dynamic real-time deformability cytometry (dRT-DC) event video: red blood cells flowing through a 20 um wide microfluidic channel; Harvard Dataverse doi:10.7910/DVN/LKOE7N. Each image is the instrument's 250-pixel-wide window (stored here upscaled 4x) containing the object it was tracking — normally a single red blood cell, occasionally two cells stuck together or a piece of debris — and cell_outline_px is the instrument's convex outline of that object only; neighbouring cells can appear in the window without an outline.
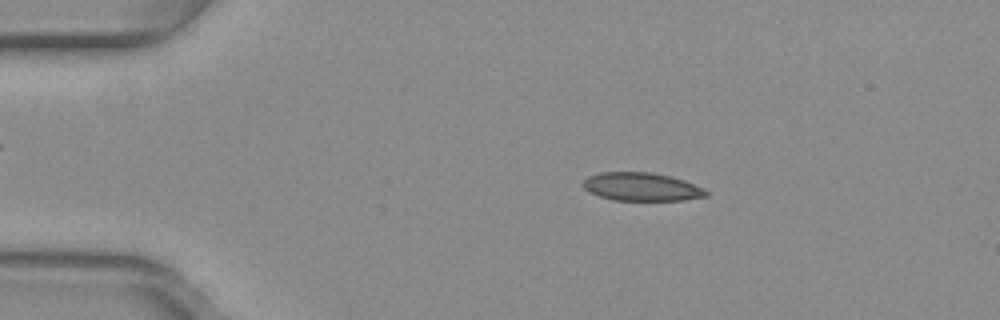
{"species": "common noctule bat (a hibernating species)", "species_latin": "Nyctalus noctula", "temperature_condition": "warm", "stored_images_in_passage": 52, "camera_frame_rate_fps": 3000, "um_per_image_px": 0.085, "animal": {"sex": "female", "body_mass_g": 29.2, "forearm_length_mm": 56.3}, "frame": {"image": 1, "passage_image": 10, "time_ms": 3.0, "image_size_px": [1000, 320], "cell_outline_px": [[708, 196], [684, 200], [612, 200], [588, 192], [584, 188], [584, 180], [588, 176], [600, 172], [648, 172], [668, 176], [684, 180], [704, 188], [708, 192]], "centroid_in_image_um": [54.53, 15.88], "position_along_channel_um": 30.5, "area_um2": 20.17}}
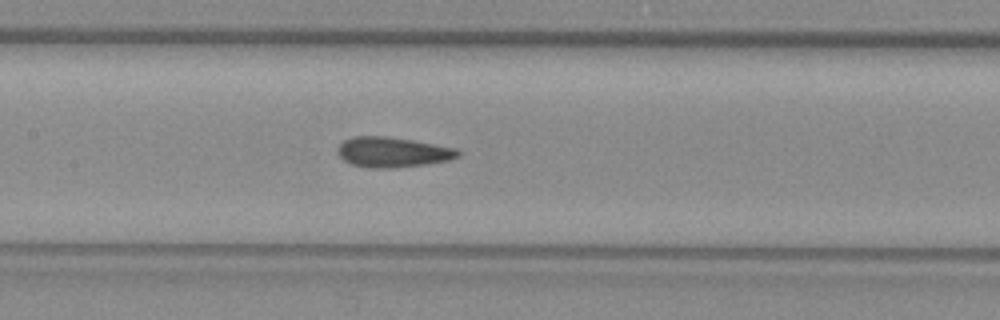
{"frame": {"image": 2, "passage_image": 25, "time_ms": 8.0, "image_size_px": [1000, 320], "cell_outline_px": [[460, 156], [448, 160], [428, 164], [396, 168], [368, 168], [352, 164], [344, 160], [336, 152], [336, 148], [344, 140], [352, 136], [384, 136], [412, 140], [456, 148], [460, 152]], "centroid_in_image_um": [33.35, 12.94], "position_along_channel_um": 174.0, "area_um2": 21.27}}
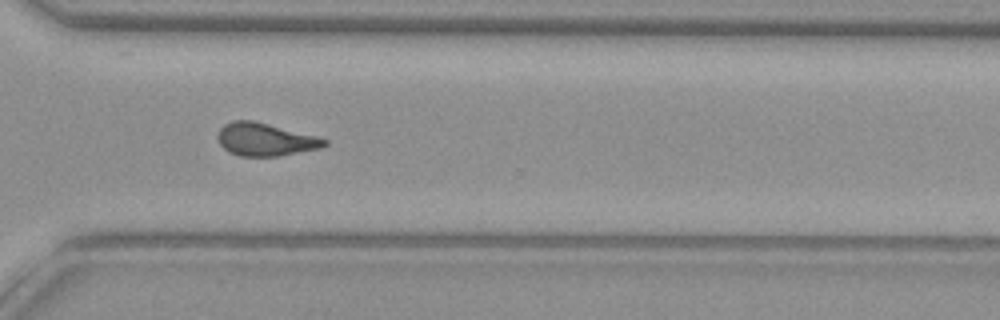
{"frame": {"image": 3, "passage_image": 38, "time_ms": 12.333, "image_size_px": [1000, 320], "cell_outline_px": [[328, 144], [320, 148], [280, 156], [240, 156], [228, 152], [220, 144], [216, 136], [220, 128], [224, 124], [232, 120], [252, 120], [316, 136], [328, 140]], "centroid_in_image_um": [22.51, 11.86], "position_along_channel_um": 348.1, "area_um2": 20.4}, "authors_computed_cell_mechanics": {"area_um2": 20.4901, "velocity_mm_per_s": 4.0255, "shape_relaxation_time_tau1_ms": null, "shape_relaxation_time_tau2_ms": 2.1892, "deformation_change_tau1": null, "deformation_change_tau2": 0.08}}